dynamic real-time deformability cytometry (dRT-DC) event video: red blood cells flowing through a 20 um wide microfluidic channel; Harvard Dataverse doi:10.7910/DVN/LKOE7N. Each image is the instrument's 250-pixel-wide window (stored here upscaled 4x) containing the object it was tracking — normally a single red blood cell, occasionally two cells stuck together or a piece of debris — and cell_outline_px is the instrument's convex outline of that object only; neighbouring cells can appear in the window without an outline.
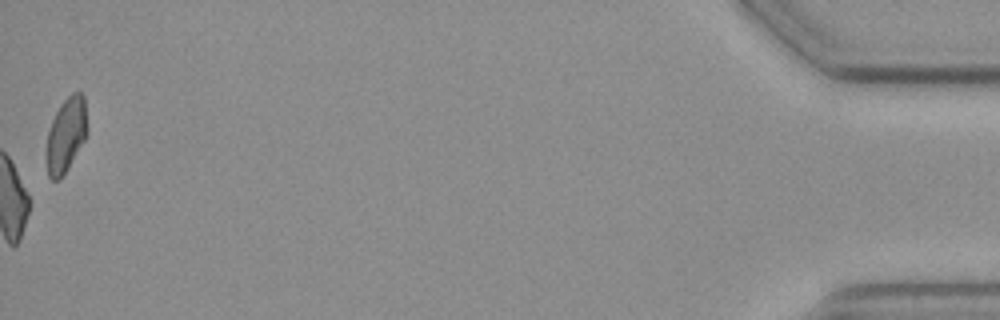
{"species": "common noctule bat (a hibernating species)", "species_latin": "Nyctalus noctula", "temperature_condition": "cold", "stored_images_in_passage": 59, "camera_frame_rate_fps": 3000, "um_per_image_px": 0.085, "animal": {"sex": "female", "body_mass_g": 19.3, "forearm_length_mm": 54.1}, "frame": {"image": 1, "passage_image": 59, "time_ms": 19.333, "image_size_px": [1000, 320], "cell_outline_px": [[88, 132], [84, 140], [64, 172], [56, 180], [52, 180], [48, 176], [48, 132], [52, 120], [60, 104], [72, 92], [80, 92], [84, 96]], "centroid_in_image_um": [5.64, 11.38], "position_along_channel_um": 429.6, "area_um2": 17.05}, "authors_computed_cell_mechanics": {"area_um2": 19.5942, "velocity_mm_per_s": 3.5968, "shape_relaxation_time_tau1_ms": null, "shape_relaxation_time_tau2_ms": 7.1898, "deformation_change_tau1": null, "deformation_change_tau2": 0.1205}}